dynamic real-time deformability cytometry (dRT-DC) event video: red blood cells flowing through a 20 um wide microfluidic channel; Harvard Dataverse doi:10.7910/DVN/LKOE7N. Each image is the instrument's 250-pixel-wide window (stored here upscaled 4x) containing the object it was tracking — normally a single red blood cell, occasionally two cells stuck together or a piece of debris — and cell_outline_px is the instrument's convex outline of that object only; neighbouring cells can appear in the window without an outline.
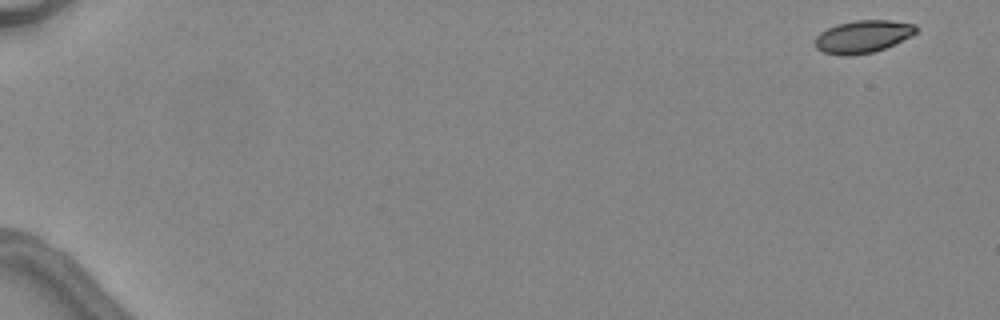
{"species": "common noctule bat (a hibernating species)", "species_latin": "Nyctalus noctula", "temperature_condition": "warm", "stored_images_in_passage": 5, "camera_frame_rate_fps": 3000, "um_per_image_px": 0.085, "animal": {"sex": "female", "body_mass_g": 24.6, "forearm_length_mm": 56.2}, "frame": {"image": 1, "passage_image": 1, "time_ms": 0.0, "image_size_px": [1000, 320], "cell_outline_px": [[916, 32], [912, 36], [884, 48], [872, 52], [852, 56], [840, 56], [824, 52], [816, 48], [816, 36], [820, 32], [836, 24], [856, 20], [892, 20], [916, 24]], "centroid_in_image_um": [73.34, 3.1], "position_along_channel_um": 11.7, "area_um2": 19.19}}
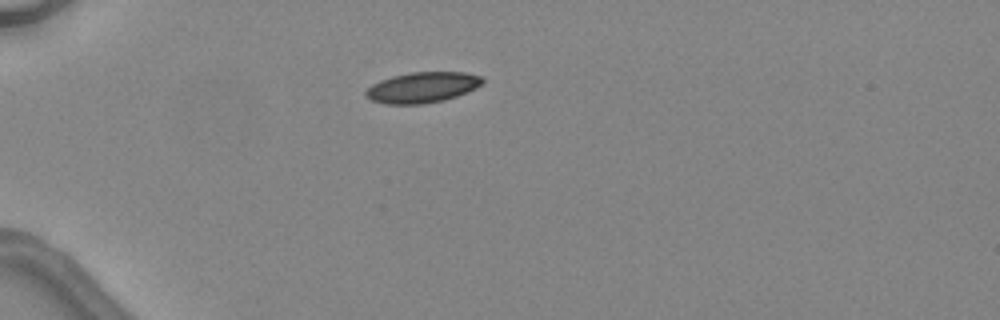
{"frame": {"image": 2, "passage_image": 4, "time_ms": 4.333, "image_size_px": [1000, 320], "cell_outline_px": [[484, 80], [476, 88], [456, 96], [444, 100], [424, 104], [384, 104], [372, 100], [364, 96], [364, 92], [372, 84], [380, 80], [392, 76], [412, 72], [464, 72], [480, 76]], "centroid_in_image_um": [35.86, 7.43], "position_along_channel_um": 49.1, "area_um2": 20.81}}